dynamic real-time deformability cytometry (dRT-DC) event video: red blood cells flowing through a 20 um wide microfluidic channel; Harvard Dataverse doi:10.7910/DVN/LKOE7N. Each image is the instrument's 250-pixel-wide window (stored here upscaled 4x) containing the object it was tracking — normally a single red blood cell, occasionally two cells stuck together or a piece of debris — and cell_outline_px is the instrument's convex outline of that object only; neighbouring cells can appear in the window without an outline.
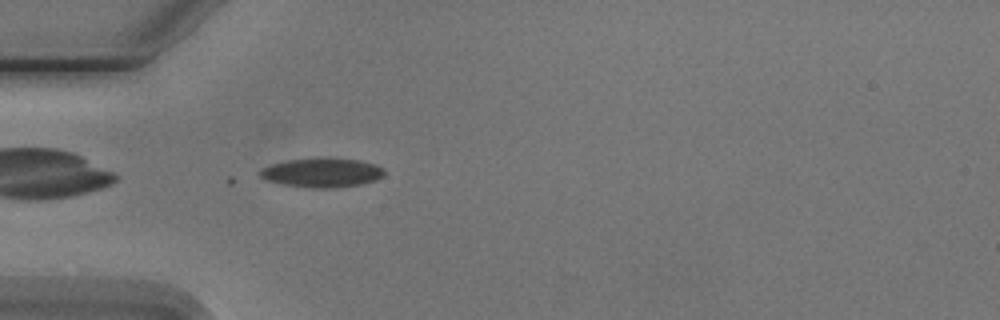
{"species": "Egyptian fruit bat (a non-hibernating species)", "species_latin": "Rousettus aegyptiacus", "temperature_condition": "cold", "stored_images_in_passage": 3, "camera_frame_rate_fps": 3000, "um_per_image_px": 0.085, "animal": {"sex": "male"}, "frame": {"image": 1, "passage_image": 3, "time_ms": 2.333, "image_size_px": [1000, 320], "cell_outline_px": [[384, 176], [376, 180], [360, 184], [332, 188], [316, 188], [284, 184], [268, 180], [260, 176], [260, 168], [272, 164], [288, 160], [360, 160], [376, 164], [384, 168]], "centroid_in_image_um": [27.41, 14.7], "position_along_channel_um": 57.6, "area_um2": 20.35}}